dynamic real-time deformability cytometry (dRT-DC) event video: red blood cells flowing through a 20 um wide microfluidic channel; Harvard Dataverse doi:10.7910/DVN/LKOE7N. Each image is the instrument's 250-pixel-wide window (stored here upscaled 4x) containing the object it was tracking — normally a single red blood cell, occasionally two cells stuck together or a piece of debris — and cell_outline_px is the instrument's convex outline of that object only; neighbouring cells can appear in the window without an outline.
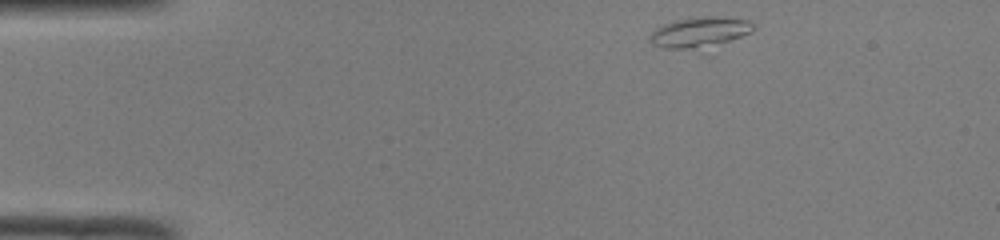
{"species": "common noctule bat (a hibernating species)", "species_latin": "Nyctalus noctula", "temperature_condition": "room temperature", "stored_images_in_passage": 43, "camera_frame_rate_fps": 3000, "um_per_image_px": 0.085, "animal": {"sex": "male", "body_mass_g": 19.0, "forearm_length_mm": 50.8}, "frame": {"image": 1, "passage_image": 1, "time_ms": 0.0, "image_size_px": [1000, 240], "cell_outline_px": [[756, 28], [752, 32], [708, 56], [664, 48], [652, 44], [648, 40], [648, 36], [656, 28], [664, 24], [676, 20], [692, 16], [712, 16], [748, 20], [756, 24]], "centroid_in_image_um": [59.56, 2.89], "position_along_channel_um": 25.4, "area_um2": 20.98}}
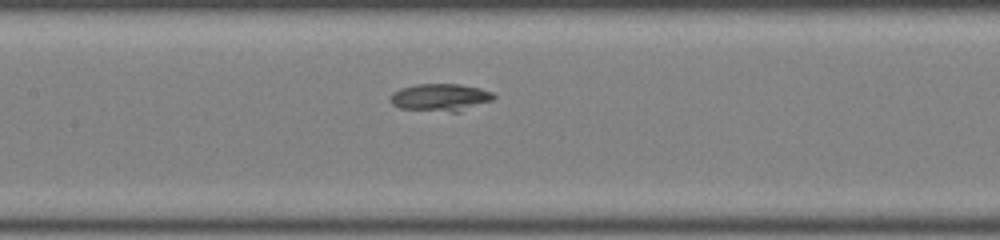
{"frame": {"image": 2, "passage_image": 17, "time_ms": 5.333, "image_size_px": [1000, 240], "cell_outline_px": [[496, 96], [492, 100], [460, 112], [452, 112], [400, 108], [392, 104], [388, 100], [388, 96], [392, 92], [400, 88], [416, 84], [460, 84], [480, 88], [492, 92]], "centroid_in_image_um": [37.4, 8.27], "position_along_channel_um": 170.0, "area_um2": 16.7}}
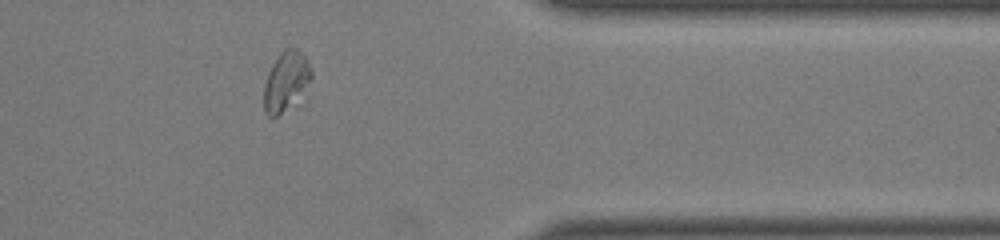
{"frame": {"image": 3, "passage_image": 34, "time_ms": 11.0, "image_size_px": [1000, 240], "cell_outline_px": [[312, 76], [300, 92], [276, 116], [268, 116], [264, 112], [264, 84], [268, 72], [272, 64], [280, 52], [284, 48], [296, 48], [308, 60], [312, 72]], "centroid_in_image_um": [24.26, 6.82], "position_along_channel_um": 387.1, "area_um2": 15.55}, "authors_computed_cell_mechanics": {"area_um2": 16.8198, "velocity_mm_per_s": 4.0843, "shape_relaxation_time_tau1_ms": 1.6481, "shape_relaxation_time_tau2_ms": null, "deformation_change_tau1": 0.1142, "deformation_change_tau2": null}}